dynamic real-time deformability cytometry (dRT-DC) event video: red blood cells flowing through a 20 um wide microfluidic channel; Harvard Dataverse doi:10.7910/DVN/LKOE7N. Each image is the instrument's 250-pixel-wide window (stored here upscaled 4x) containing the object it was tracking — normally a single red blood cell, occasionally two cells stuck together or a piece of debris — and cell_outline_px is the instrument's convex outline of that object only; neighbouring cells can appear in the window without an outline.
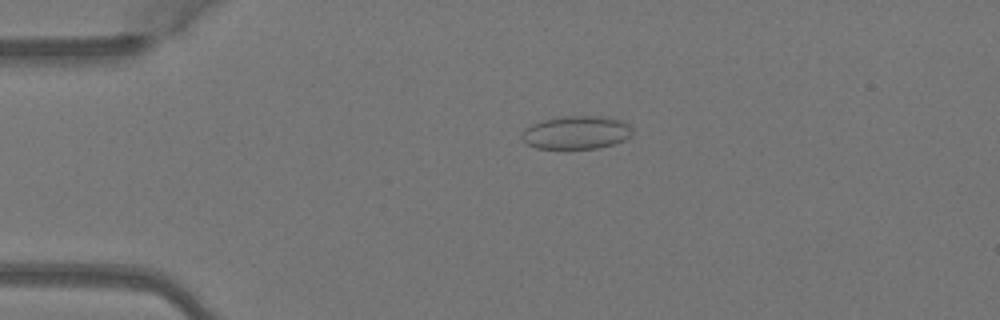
{"species": "Egyptian fruit bat (a non-hibernating species)", "species_latin": "Rousettus aegyptiacus", "temperature_condition": "warm", "stored_images_in_passage": 3, "camera_frame_rate_fps": 3000, "um_per_image_px": 0.085, "animal": {"sex": "female"}, "frame": {"image": 1, "passage_image": 3, "time_ms": 0.667, "image_size_px": [1000, 320], "cell_outline_px": [[632, 132], [624, 140], [612, 144], [596, 148], [564, 152], [536, 148], [520, 140], [520, 136], [524, 128], [540, 120], [560, 116], [604, 116], [624, 120], [632, 128]], "centroid_in_image_um": [48.91, 11.3], "position_along_channel_um": 36.1, "area_um2": 22.43}}